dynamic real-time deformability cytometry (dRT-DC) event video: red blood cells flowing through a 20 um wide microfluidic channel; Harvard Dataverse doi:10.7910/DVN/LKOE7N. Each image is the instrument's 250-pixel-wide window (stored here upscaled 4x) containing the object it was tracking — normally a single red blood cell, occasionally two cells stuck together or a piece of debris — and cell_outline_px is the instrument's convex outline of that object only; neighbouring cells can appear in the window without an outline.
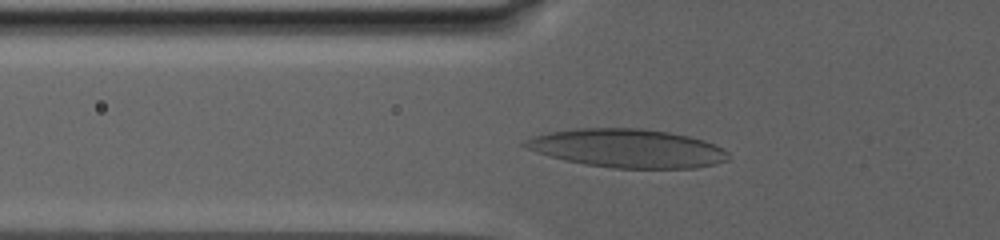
{"species": "human", "species_latin": "Homo sapiens", "temperature_condition": "warm", "stored_images_in_passage": 76, "camera_frame_rate_fps": 3000, "um_per_image_px": 0.085, "donor": {"sex": "male"}, "frame": {"image": 1, "passage_image": 24, "time_ms": 10.667, "image_size_px": [1000, 240], "cell_outline_px": [[728, 160], [696, 168], [612, 168], [584, 164], [564, 160], [536, 152], [524, 148], [520, 144], [524, 140], [532, 136], [548, 132], [576, 128], [640, 128], [668, 132], [688, 136], [704, 140], [716, 144], [724, 148], [728, 152]], "centroid_in_image_um": [53.29, 12.6], "position_along_channel_um": 72.5, "area_um2": 45.89}}
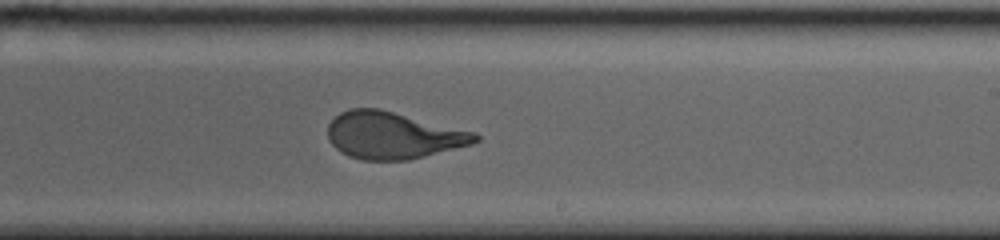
{"frame": {"image": 2, "passage_image": 46, "time_ms": 17.667, "image_size_px": [1000, 240], "cell_outline_px": [[480, 140], [472, 144], [408, 160], [360, 160], [348, 156], [340, 152], [332, 144], [328, 136], [328, 124], [340, 112], [348, 108], [380, 108], [476, 132], [480, 136]], "centroid_in_image_um": [33.4, 11.5], "position_along_channel_um": 255.6, "area_um2": 40.52}}
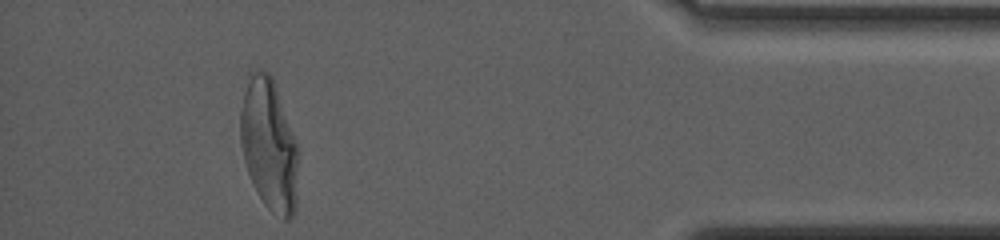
{"frame": {"image": 3, "passage_image": 69, "time_ms": 25.0, "image_size_px": [1000, 240], "cell_outline_px": [[300, 156], [296, 212], [288, 220], [284, 220], [272, 212], [264, 204], [248, 172], [244, 160], [240, 140], [240, 108], [248, 72], [260, 68], [268, 72], [272, 76], [300, 148]], "centroid_in_image_um": [22.91, 12.29], "position_along_channel_um": 412.3, "area_um2": 45.66}, "authors_computed_cell_mechanics": {"area_um2": 43.2055, "velocity_mm_per_s": 2.6684, "shape_relaxation_time_tau1_ms": 7.4846, "shape_relaxation_time_tau2_ms": null, "deformation_change_tau1": 0.2594, "deformation_change_tau2": null}}